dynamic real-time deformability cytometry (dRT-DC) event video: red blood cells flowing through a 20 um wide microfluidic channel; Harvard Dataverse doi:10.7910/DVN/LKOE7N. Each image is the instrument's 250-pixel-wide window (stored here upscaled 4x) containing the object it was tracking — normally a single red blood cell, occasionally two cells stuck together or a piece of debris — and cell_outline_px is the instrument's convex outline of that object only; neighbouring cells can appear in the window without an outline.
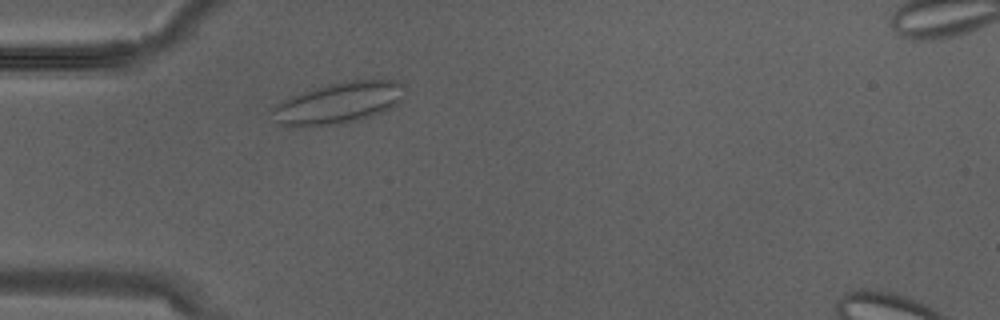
{"species": "Egyptian fruit bat (a non-hibernating species)", "species_latin": "Rousettus aegyptiacus", "temperature_condition": "warm", "stored_images_in_passage": 2, "camera_frame_rate_fps": 3000, "um_per_image_px": 0.085, "animal": {"sex": "male"}, "frame": {"image": 1, "passage_image": 1, "time_ms": 0.0, "image_size_px": [1000, 320], "cell_outline_px": [[408, 92], [392, 108], [384, 112], [372, 116], [344, 124], [280, 124], [272, 112], [276, 104], [284, 100], [312, 88], [348, 80], [396, 80], [404, 84]], "centroid_in_image_um": [28.93, 8.71], "position_along_channel_um": 56.1, "area_um2": 31.33}}